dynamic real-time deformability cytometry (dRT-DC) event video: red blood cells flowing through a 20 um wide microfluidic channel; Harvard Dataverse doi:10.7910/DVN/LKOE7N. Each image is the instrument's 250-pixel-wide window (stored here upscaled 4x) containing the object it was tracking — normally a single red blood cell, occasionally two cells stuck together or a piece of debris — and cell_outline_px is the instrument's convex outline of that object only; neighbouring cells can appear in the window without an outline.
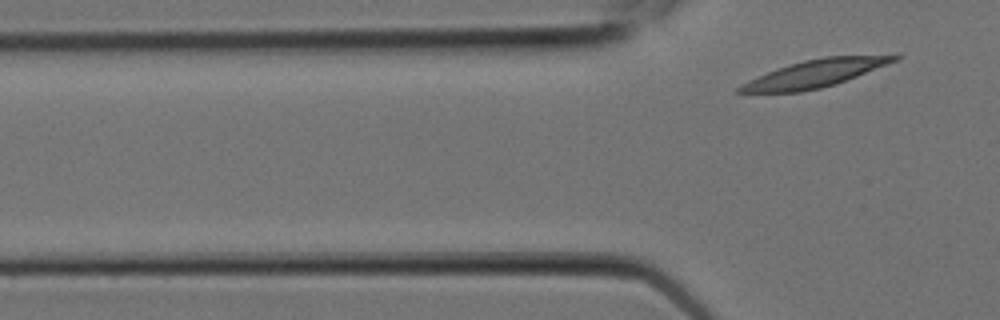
{"species": "Egyptian fruit bat (a non-hibernating species)", "species_latin": "Rousettus aegyptiacus", "temperature_condition": "room temperature", "stored_images_in_passage": 2, "camera_frame_rate_fps": 3000, "um_per_image_px": 0.085, "animal": {"sex": "female"}, "frame": {"image": 1, "passage_image": 2, "time_ms": 0.333, "image_size_px": [1000, 320], "cell_outline_px": [[900, 56], [896, 60], [836, 84], [820, 88], [800, 92], [736, 92], [736, 88], [768, 72], [804, 60], [824, 56]], "centroid_in_image_um": [69.23, 6.26], "position_along_channel_um": 56.6, "area_um2": 23.58}}